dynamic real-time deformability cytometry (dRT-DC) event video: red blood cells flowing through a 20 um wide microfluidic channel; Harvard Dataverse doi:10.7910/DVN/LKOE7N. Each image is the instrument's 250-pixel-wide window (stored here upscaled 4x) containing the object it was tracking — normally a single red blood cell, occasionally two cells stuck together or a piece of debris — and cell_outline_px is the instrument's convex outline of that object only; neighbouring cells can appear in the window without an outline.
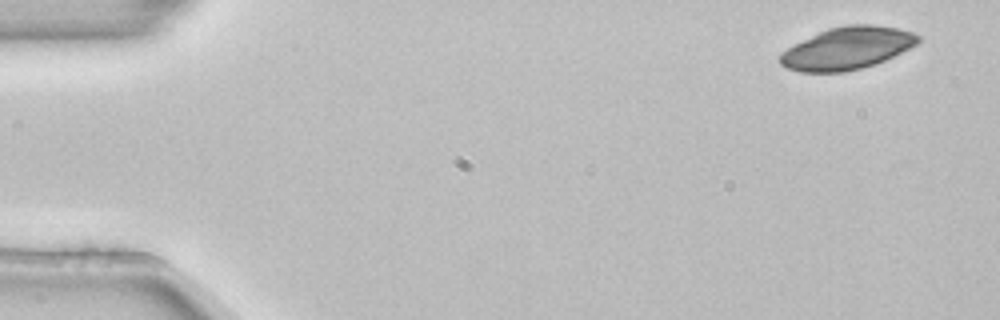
{"species": "common noctule bat (a hibernating species)", "species_latin": "Nyctalus noctula", "temperature_condition": "room temperature", "stored_images_in_passage": 3, "camera_frame_rate_fps": 3000, "um_per_image_px": 0.085, "animal": {"sex": "female", "body_mass_g": 22.7, "forearm_length_mm": 54.2}, "frame": {"image": 1, "passage_image": 1, "time_ms": 0.0, "image_size_px": [1000, 320], "cell_outline_px": [[920, 40], [916, 44], [876, 64], [844, 72], [800, 72], [784, 68], [780, 64], [780, 52], [828, 28], [848, 24], [872, 24], [896, 28], [912, 32], [920, 36]], "centroid_in_image_um": [71.99, 4.11], "position_along_channel_um": 13.0, "area_um2": 33.7}}